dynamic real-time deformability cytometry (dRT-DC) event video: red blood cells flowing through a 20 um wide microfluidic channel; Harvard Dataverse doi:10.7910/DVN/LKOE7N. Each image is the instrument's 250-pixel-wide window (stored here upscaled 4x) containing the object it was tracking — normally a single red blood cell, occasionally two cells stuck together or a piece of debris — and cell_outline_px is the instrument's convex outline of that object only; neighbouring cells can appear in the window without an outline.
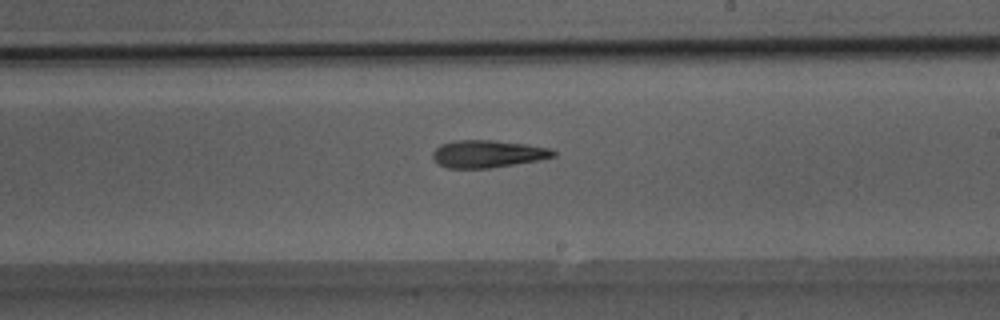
{"species": "Egyptian fruit bat (a non-hibernating species)", "species_latin": "Rousettus aegyptiacus", "temperature_condition": "room temperature", "stored_images_in_passage": 37, "segment_of_instrument_passage": [1, 2], "camera_frame_rate_fps": 3000, "um_per_image_px": 0.085, "animal": {"sex": "male"}, "frame": {"image": 1, "passage_image": 15, "time_ms": 4.667, "image_size_px": [1000, 320], "cell_outline_px": [[556, 156], [540, 160], [488, 168], [448, 168], [440, 164], [432, 156], [432, 152], [440, 144], [452, 140], [492, 140], [524, 144], [548, 148], [556, 152]], "centroid_in_image_um": [41.43, 13.07], "position_along_channel_um": 247.6, "area_um2": 19.13}}
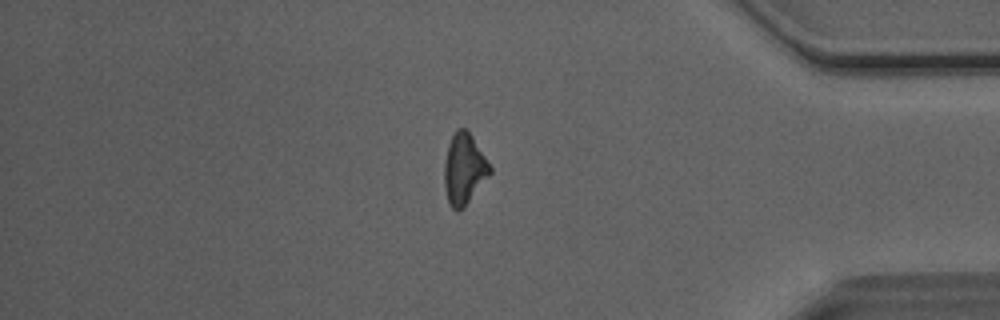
{"frame": {"image": 2, "passage_image": 28, "time_ms": 9.0, "image_size_px": [1000, 320], "cell_outline_px": [[492, 172], [464, 208], [456, 212], [448, 204], [444, 188], [444, 164], [448, 144], [456, 128], [464, 128], [472, 136], [492, 168]], "centroid_in_image_um": [39.43, 14.4], "position_along_channel_um": 395.8, "area_um2": 18.96}}
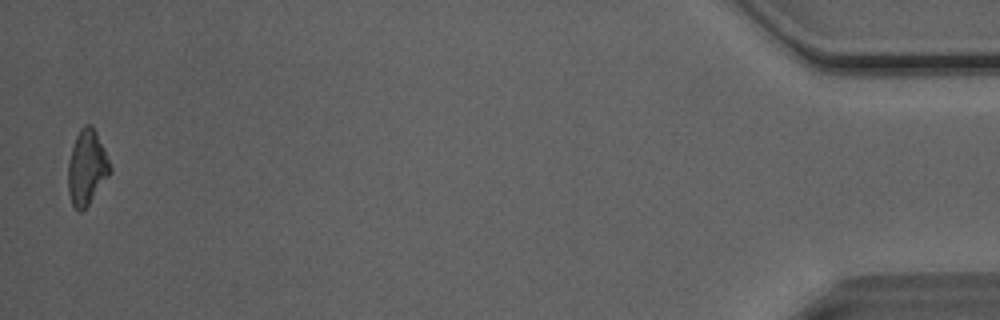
{"frame": {"image": 3, "passage_image": 35, "time_ms": 11.333, "image_size_px": [1000, 320], "cell_outline_px": [[112, 172], [88, 204], [80, 212], [72, 204], [68, 192], [68, 164], [72, 148], [76, 136], [80, 128], [84, 124], [92, 124], [104, 148], [112, 168]], "centroid_in_image_um": [7.39, 14.21], "position_along_channel_um": 427.8, "area_um2": 18.21}}